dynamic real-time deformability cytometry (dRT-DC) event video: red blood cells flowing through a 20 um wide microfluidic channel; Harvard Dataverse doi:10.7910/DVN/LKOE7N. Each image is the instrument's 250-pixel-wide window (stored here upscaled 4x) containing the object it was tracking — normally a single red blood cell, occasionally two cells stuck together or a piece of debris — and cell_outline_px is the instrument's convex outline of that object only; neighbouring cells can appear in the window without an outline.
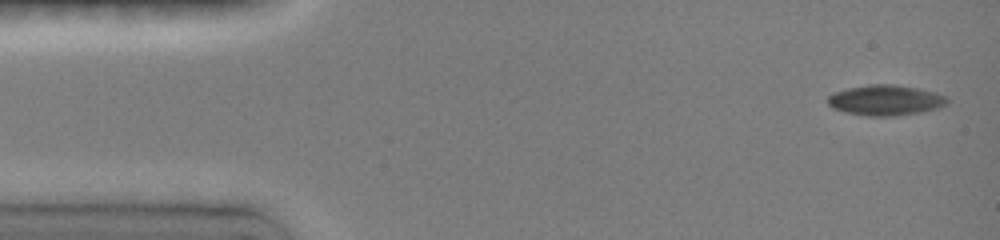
{"species": "common noctule bat (a hibernating species)", "species_latin": "Nyctalus noctula", "temperature_condition": "room temperature", "stored_images_in_passage": 10, "camera_frame_rate_fps": 3000, "um_per_image_px": 0.085, "animal": {"sex": "female", "body_mass_g": 19.0, "forearm_length_mm": 51.5}, "frame": {"image": 1, "passage_image": 1, "time_ms": 0.0, "image_size_px": [1000, 240], "cell_outline_px": [[948, 104], [936, 108], [920, 112], [892, 116], [868, 116], [844, 112], [832, 108], [828, 104], [828, 96], [836, 92], [848, 88], [868, 84], [892, 84], [916, 88], [936, 92], [944, 96], [948, 100]], "centroid_in_image_um": [75.25, 8.52], "position_along_channel_um": 9.8, "area_um2": 21.04}}
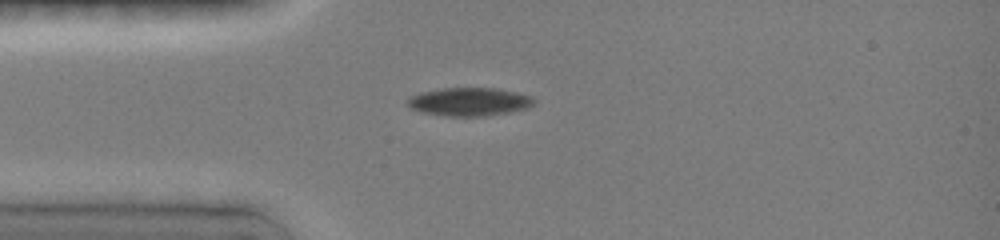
{"frame": {"image": 2, "passage_image": 5, "time_ms": 3.333, "image_size_px": [1000, 240], "cell_outline_px": [[536, 104], [528, 108], [512, 112], [484, 116], [448, 116], [420, 112], [408, 108], [404, 104], [412, 96], [420, 92], [444, 88], [492, 88], [516, 92], [532, 96], [536, 100]], "centroid_in_image_um": [39.9, 8.66], "position_along_channel_um": 45.1, "area_um2": 21.1}}
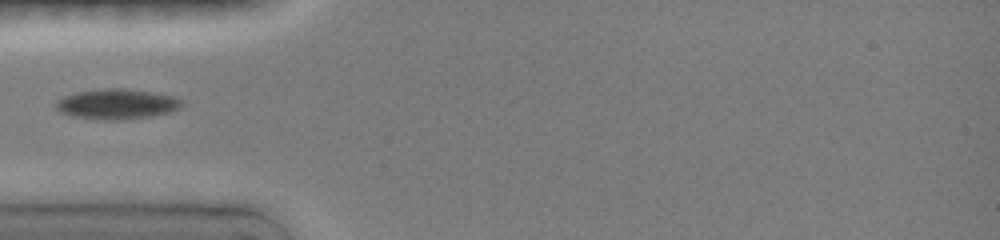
{"frame": {"image": 3, "passage_image": 6, "time_ms": 4.333, "image_size_px": [1000, 240], "cell_outline_px": [[184, 104], [180, 108], [172, 112], [152, 116], [124, 120], [104, 120], [72, 116], [60, 112], [56, 108], [56, 100], [64, 96], [76, 92], [104, 88], [120, 88], [148, 92], [172, 96], [180, 100]], "centroid_in_image_um": [9.92, 8.86], "position_along_channel_um": 75.1, "area_um2": 22.14}}